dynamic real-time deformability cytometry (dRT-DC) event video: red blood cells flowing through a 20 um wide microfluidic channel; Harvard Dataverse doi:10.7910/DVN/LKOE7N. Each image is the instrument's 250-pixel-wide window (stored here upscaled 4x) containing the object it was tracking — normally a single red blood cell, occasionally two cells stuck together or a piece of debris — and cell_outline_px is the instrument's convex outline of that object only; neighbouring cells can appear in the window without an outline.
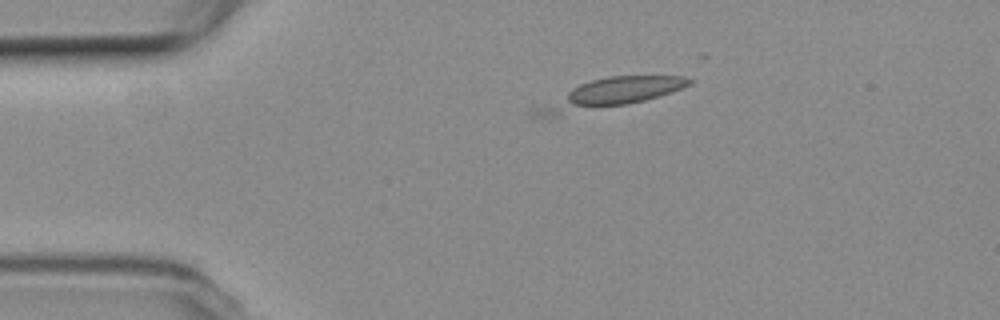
{"species": "common noctule bat (a hibernating species)", "species_latin": "Nyctalus noctula", "temperature_condition": "room temperature", "stored_images_in_passage": 6, "camera_frame_rate_fps": 3000, "um_per_image_px": 0.085, "animal": {"sex": "female", "body_mass_g": 19.3, "forearm_length_mm": 54.1}, "frame": {"image": 1, "passage_image": 1, "time_ms": 0.0, "image_size_px": [1000, 320], "cell_outline_px": [[692, 84], [644, 100], [628, 104], [576, 104], [568, 100], [568, 92], [572, 88], [580, 84], [592, 80], [608, 76], [684, 76], [692, 80]], "centroid_in_image_um": [53.11, 7.58], "position_along_channel_um": 31.9, "area_um2": 18.73}}